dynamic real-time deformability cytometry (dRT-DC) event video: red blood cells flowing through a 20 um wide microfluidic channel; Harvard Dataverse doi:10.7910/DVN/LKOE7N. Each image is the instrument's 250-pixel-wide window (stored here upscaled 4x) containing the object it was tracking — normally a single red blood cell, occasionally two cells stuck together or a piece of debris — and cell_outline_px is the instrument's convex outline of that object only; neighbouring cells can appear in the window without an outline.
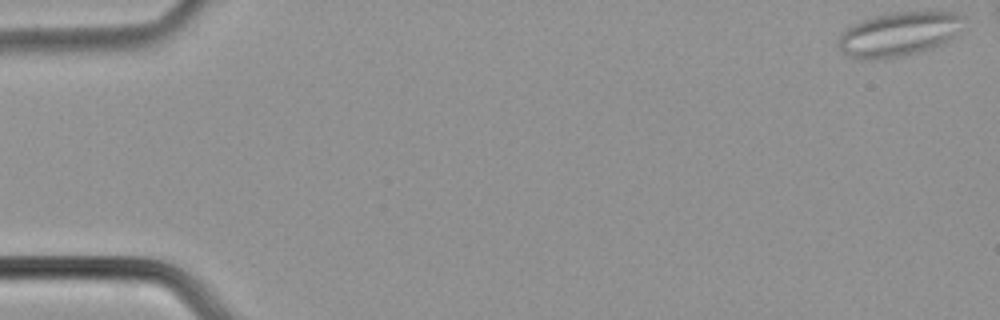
{"species": "common noctule bat (a hibernating species)", "species_latin": "Nyctalus noctula", "temperature_condition": "cold", "stored_images_in_passage": 44, "camera_frame_rate_fps": 3000, "um_per_image_px": 0.085, "animal": {"sex": "male", "body_mass_g": 21.5, "forearm_length_mm": 52.0}, "frame": {"image": 1, "passage_image": 1, "time_ms": 0.0, "image_size_px": [1000, 320], "cell_outline_px": [[964, 16], [956, 36], [944, 44], [920, 52], [900, 56], [868, 60], [856, 60], [848, 56], [840, 48], [840, 36], [852, 24], [876, 16], [892, 12], [960, 12]], "centroid_in_image_um": [76.44, 2.91], "position_along_channel_um": 8.6, "area_um2": 32.08}}
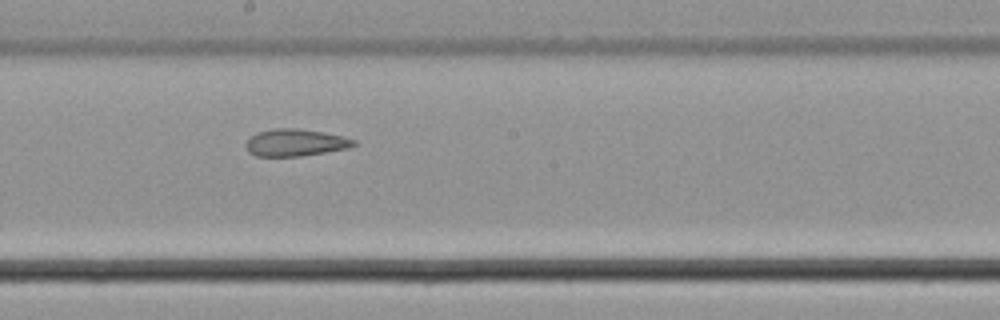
{"frame": {"image": 2, "passage_image": 27, "time_ms": 8.667, "image_size_px": [1000, 320], "cell_outline_px": [[356, 144], [348, 148], [300, 156], [256, 156], [248, 152], [244, 144], [256, 132], [276, 128], [296, 128], [344, 136], [356, 140]], "centroid_in_image_um": [25.08, 12.12], "position_along_channel_um": 223.1, "area_um2": 16.94}}
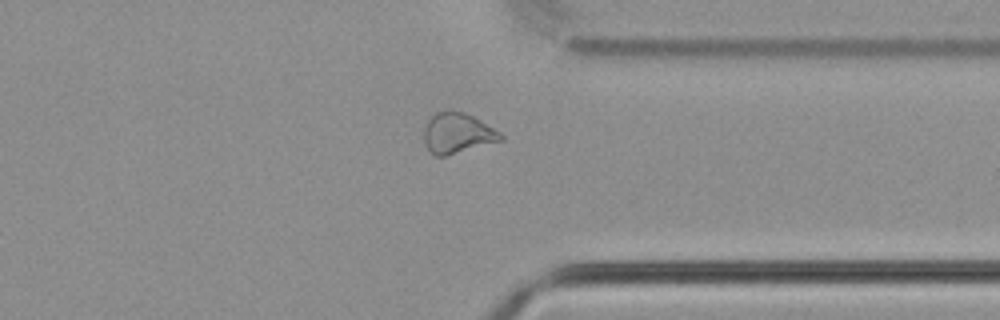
{"frame": {"image": 3, "passage_image": 38, "time_ms": 12.333, "image_size_px": [1000, 320], "cell_outline_px": [[504, 140], [444, 156], [436, 156], [424, 144], [424, 128], [428, 120], [436, 112], [448, 108], [452, 108], [464, 112], [472, 116], [500, 132], [504, 136]], "centroid_in_image_um": [38.87, 11.29], "position_along_channel_um": 372.5, "area_um2": 18.15}}